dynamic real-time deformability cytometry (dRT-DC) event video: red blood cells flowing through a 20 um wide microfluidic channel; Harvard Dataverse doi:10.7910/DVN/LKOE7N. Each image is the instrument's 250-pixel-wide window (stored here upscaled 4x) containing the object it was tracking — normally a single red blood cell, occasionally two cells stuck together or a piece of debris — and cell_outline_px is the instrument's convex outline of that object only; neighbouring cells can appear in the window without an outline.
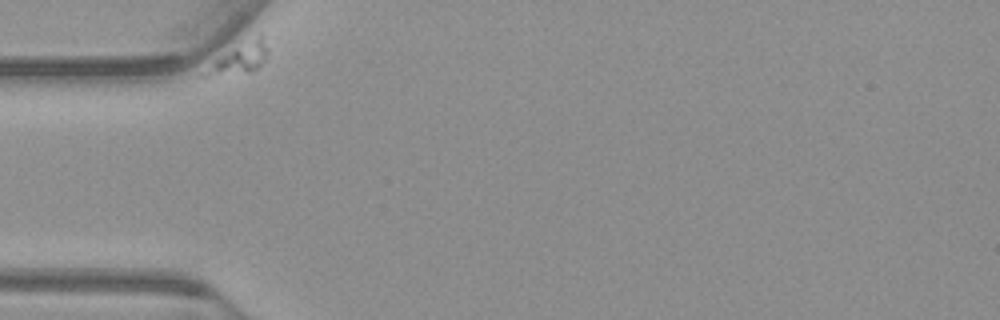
{"species": "common noctule bat (a hibernating species)", "species_latin": "Nyctalus noctula", "temperature_condition": "warm", "stored_images_in_passage": 16, "camera_frame_rate_fps": 3000, "um_per_image_px": 0.085, "animal": {"sex": "male", "body_mass_g": 23.1, "forearm_length_mm": 52.7}, "frame": {"image": 1, "passage_image": 1, "time_ms": 0.0, "image_size_px": [1000, 320], "cell_outline_px": [[268, 60], [252, 72], [208, 76], [200, 76], [216, 60], [236, 48], [260, 36], [268, 48]], "centroid_in_image_um": [20.45, 5.05], "position_along_channel_um": 64.5, "area_um2": 10.17}}
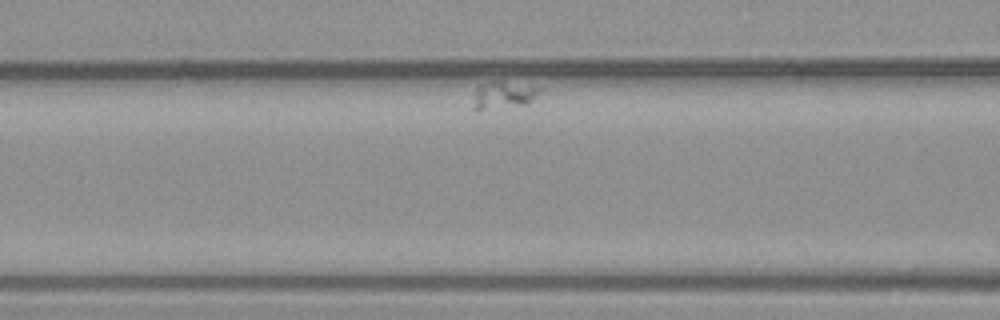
{"frame": {"image": 2, "passage_image": 10, "time_ms": 3.0, "image_size_px": [1000, 320], "cell_outline_px": [[544, 88], [524, 104], [476, 112], [472, 108], [476, 88], [492, 80], [504, 80]], "centroid_in_image_um": [42.72, 8.07], "position_along_channel_um": 123.9, "area_um2": 10.75}}